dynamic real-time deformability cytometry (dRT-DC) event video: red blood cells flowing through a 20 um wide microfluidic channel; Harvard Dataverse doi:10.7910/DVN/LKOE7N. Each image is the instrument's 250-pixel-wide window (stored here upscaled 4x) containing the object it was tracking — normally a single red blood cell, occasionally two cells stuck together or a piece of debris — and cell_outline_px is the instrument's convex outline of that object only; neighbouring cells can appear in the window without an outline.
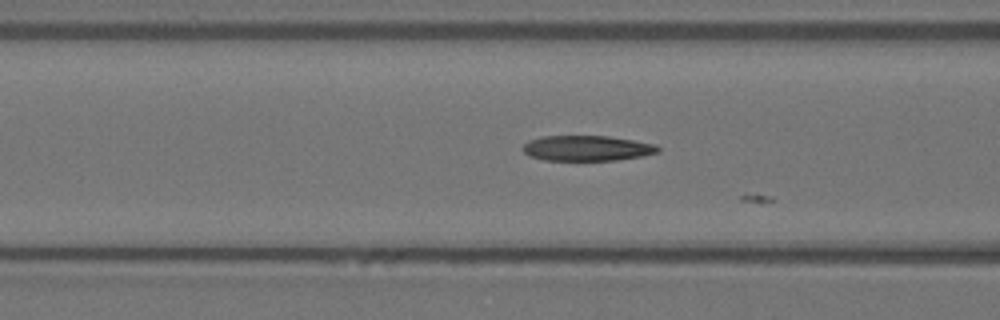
{"species": "Egyptian fruit bat (a non-hibernating species)", "species_latin": "Rousettus aegyptiacus", "temperature_condition": "warm", "stored_images_in_passage": 12, "camera_frame_rate_fps": 3000, "um_per_image_px": 0.085, "animal": {"sex": "female"}, "frame": {"image": 1, "passage_image": 11, "time_ms": 3.333, "image_size_px": [1000, 320], "cell_outline_px": [[660, 152], [644, 156], [616, 160], [544, 160], [528, 156], [520, 148], [528, 140], [540, 136], [608, 136], [656, 144], [660, 148]], "centroid_in_image_um": [49.87, 12.6], "position_along_channel_um": 116.7, "area_um2": 20.17}}